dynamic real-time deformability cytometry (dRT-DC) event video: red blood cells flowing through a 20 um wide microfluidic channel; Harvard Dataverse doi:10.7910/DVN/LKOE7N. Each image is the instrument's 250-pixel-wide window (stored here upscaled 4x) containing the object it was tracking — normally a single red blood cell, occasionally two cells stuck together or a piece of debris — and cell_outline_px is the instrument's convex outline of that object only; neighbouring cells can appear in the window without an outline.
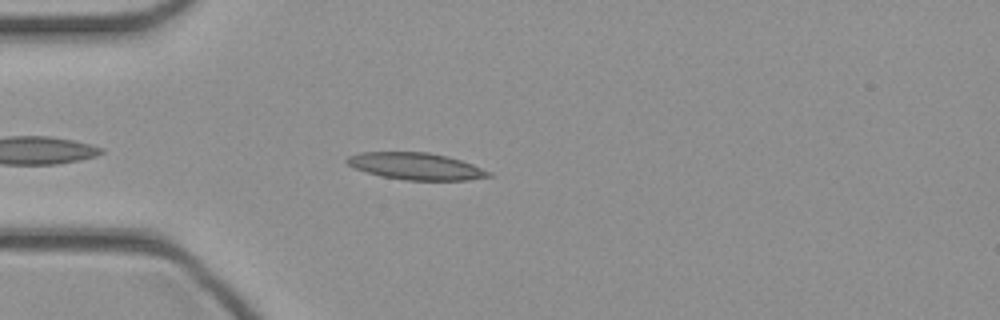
{"species": "common noctule bat (a hibernating species)", "species_latin": "Nyctalus noctula", "temperature_condition": "cold", "stored_images_in_passage": 33, "camera_frame_rate_fps": 3000, "um_per_image_px": 0.085, "animal": {"sex": "female", "body_mass_g": 21.9}, "frame": {"image": 1, "passage_image": 4, "time_ms": 1.0, "image_size_px": [1000, 320], "cell_outline_px": [[492, 176], [468, 180], [404, 180], [380, 176], [356, 168], [348, 164], [344, 160], [348, 156], [360, 152], [428, 152], [448, 156], [472, 164], [492, 172]], "centroid_in_image_um": [35.37, 14.13], "position_along_channel_um": 49.6, "area_um2": 22.2}}
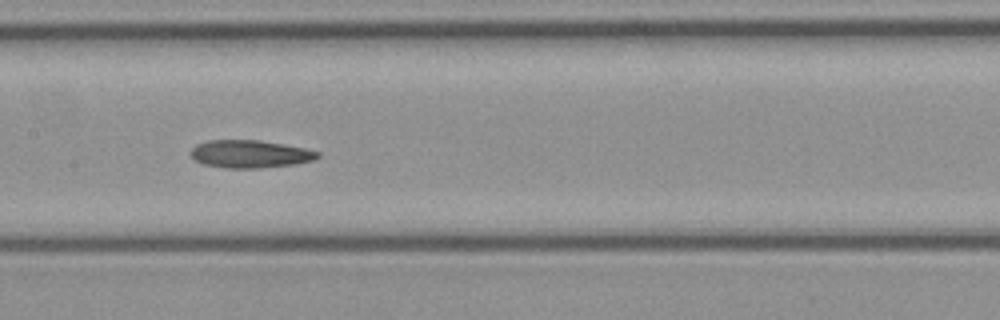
{"frame": {"image": 2, "passage_image": 14, "time_ms": 4.333, "image_size_px": [1000, 320], "cell_outline_px": [[320, 156], [312, 160], [296, 164], [260, 168], [224, 168], [204, 164], [196, 160], [188, 152], [196, 144], [208, 140], [260, 140], [284, 144], [304, 148], [320, 152]], "centroid_in_image_um": [21.24, 13.08], "position_along_channel_um": 186.2, "area_um2": 20.58}}
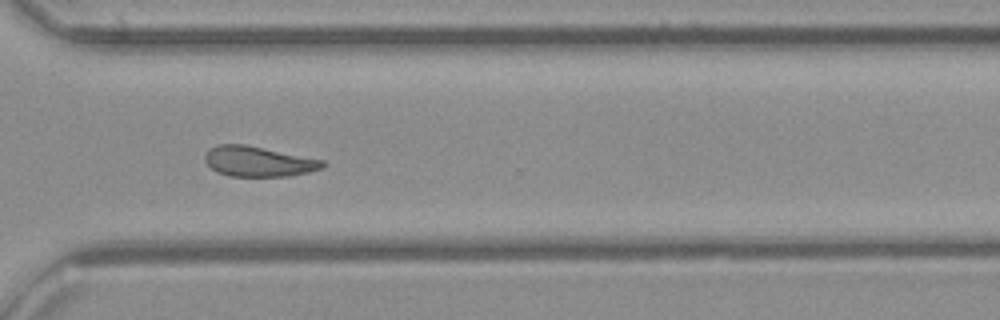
{"frame": {"image": 3, "passage_image": 25, "time_ms": 8.0, "image_size_px": [1000, 320], "cell_outline_px": [[328, 164], [324, 168], [308, 172], [288, 176], [228, 176], [216, 172], [204, 160], [204, 156], [208, 148], [216, 144], [244, 144], [324, 160]], "centroid_in_image_um": [21.95, 13.72], "position_along_channel_um": 348.6, "area_um2": 20.87}}